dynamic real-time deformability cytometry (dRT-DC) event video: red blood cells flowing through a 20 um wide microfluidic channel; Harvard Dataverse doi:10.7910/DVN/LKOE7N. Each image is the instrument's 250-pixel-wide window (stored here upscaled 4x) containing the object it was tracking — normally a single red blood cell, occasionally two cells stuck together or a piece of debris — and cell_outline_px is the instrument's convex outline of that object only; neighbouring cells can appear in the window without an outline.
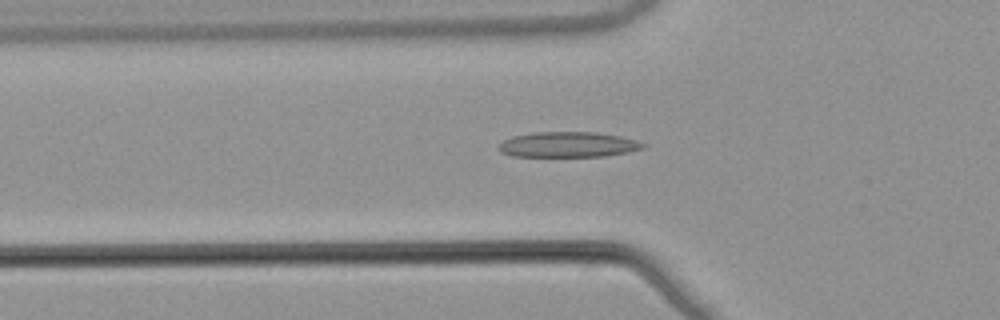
{"species": "common noctule bat (a hibernating species)", "species_latin": "Nyctalus noctula", "temperature_condition": "warm", "stored_images_in_passage": 51, "camera_frame_rate_fps": 3000, "um_per_image_px": 0.085, "animal": {"sex": "male", "body_mass_g": 21.5, "forearm_length_mm": 52.0}, "frame": {"image": 1, "passage_image": 19, "time_ms": 6.0, "image_size_px": [1000, 320], "cell_outline_px": [[648, 144], [644, 148], [628, 152], [604, 156], [512, 156], [500, 152], [496, 148], [504, 140], [512, 136], [536, 132], [596, 132], [620, 136], [636, 140]], "centroid_in_image_um": [48.29, 12.29], "position_along_channel_um": 77.5, "area_um2": 21.39}}
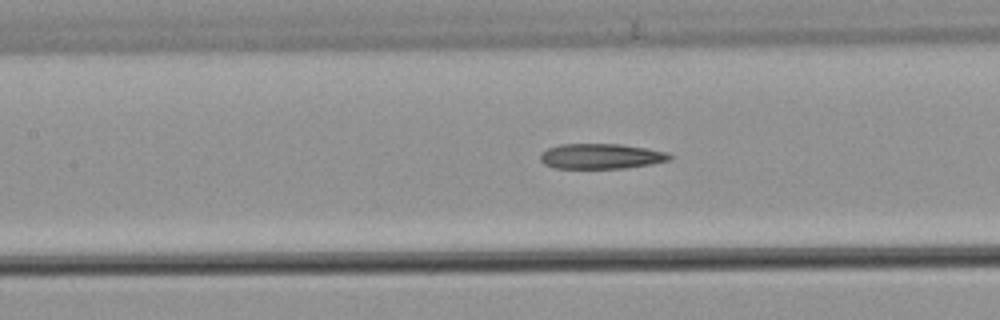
{"frame": {"image": 2, "passage_image": 25, "time_ms": 8.0, "image_size_px": [1000, 320], "cell_outline_px": [[672, 160], [624, 168], [556, 168], [544, 164], [540, 160], [540, 152], [548, 148], [560, 144], [620, 144], [648, 148], [668, 152], [672, 156]], "centroid_in_image_um": [51.09, 13.27], "position_along_channel_um": 156.3, "area_um2": 19.07}}
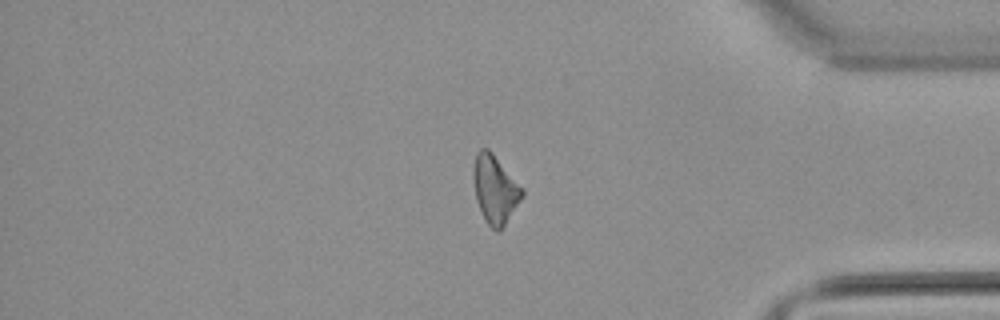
{"frame": {"image": 3, "passage_image": 45, "time_ms": 14.667, "image_size_px": [1000, 320], "cell_outline_px": [[524, 196], [500, 232], [496, 232], [488, 224], [476, 200], [472, 176], [472, 168], [476, 152], [480, 148], [488, 148], [492, 152], [524, 188]], "centroid_in_image_um": [42.08, 16.07], "position_along_channel_um": 393.1, "area_um2": 19.65}}